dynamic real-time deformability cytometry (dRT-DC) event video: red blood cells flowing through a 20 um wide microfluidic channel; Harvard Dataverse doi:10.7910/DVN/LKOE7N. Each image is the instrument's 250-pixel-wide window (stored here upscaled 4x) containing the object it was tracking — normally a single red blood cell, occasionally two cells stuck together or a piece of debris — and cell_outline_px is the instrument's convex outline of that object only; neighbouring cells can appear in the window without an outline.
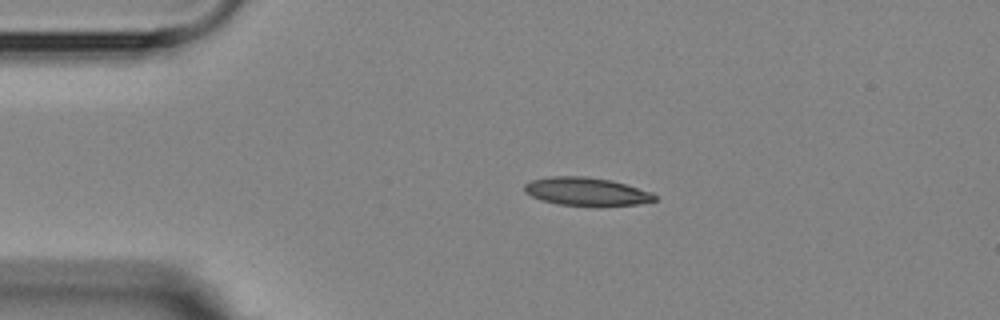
{"species": "Egyptian fruit bat (a non-hibernating species)", "species_latin": "Rousettus aegyptiacus", "temperature_condition": "room temperature", "stored_images_in_passage": 4, "camera_frame_rate_fps": 3000, "um_per_image_px": 0.085, "animal": {"sex": "female"}, "frame": {"image": 1, "passage_image": 2, "time_ms": 2.0, "image_size_px": [1000, 320], "cell_outline_px": [[656, 200], [636, 204], [600, 208], [596, 208], [556, 204], [540, 200], [524, 192], [524, 184], [532, 180], [552, 176], [584, 176], [612, 180], [652, 192], [656, 196]], "centroid_in_image_um": [49.85, 16.31], "position_along_channel_um": 35.2, "area_um2": 22.02}}
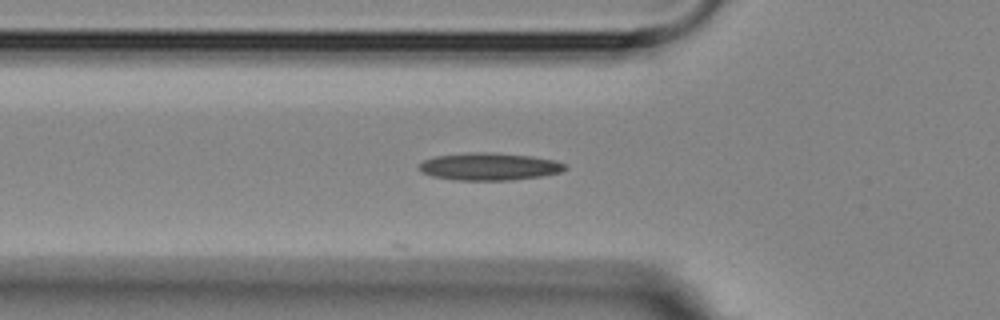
{"frame": {"image": 2, "passage_image": 4, "time_ms": 4.333, "image_size_px": [1000, 320], "cell_outline_px": [[568, 168], [560, 172], [540, 176], [508, 180], [460, 180], [432, 176], [420, 172], [420, 164], [424, 160], [436, 156], [468, 152], [492, 152], [532, 156], [556, 160], [564, 164]], "centroid_in_image_um": [41.59, 14.14], "position_along_channel_um": 84.2, "area_um2": 23.24}}